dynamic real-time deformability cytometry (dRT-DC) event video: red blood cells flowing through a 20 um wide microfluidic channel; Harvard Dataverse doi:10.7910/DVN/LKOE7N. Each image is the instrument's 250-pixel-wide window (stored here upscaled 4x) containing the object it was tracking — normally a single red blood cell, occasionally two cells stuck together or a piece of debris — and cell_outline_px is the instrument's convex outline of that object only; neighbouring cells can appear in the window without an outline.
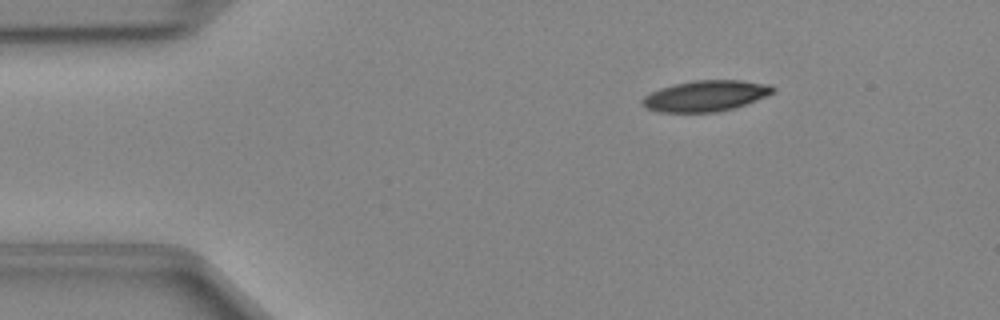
{"species": "Egyptian fruit bat (a non-hibernating species)", "species_latin": "Rousettus aegyptiacus", "temperature_condition": "cold", "stored_images_in_passage": 42, "camera_frame_rate_fps": 3000, "um_per_image_px": 0.085, "animal": {"sex": "female"}, "frame": {"image": 1, "passage_image": 1, "time_ms": 0.0, "image_size_px": [1000, 320], "cell_outline_px": [[776, 92], [744, 104], [732, 108], [716, 112], [660, 112], [644, 108], [640, 104], [640, 100], [644, 96], [660, 88], [676, 84], [696, 80], [740, 80], [768, 84], [776, 88]], "centroid_in_image_um": [59.94, 8.15], "position_along_channel_um": 25.1, "area_um2": 23.41}}
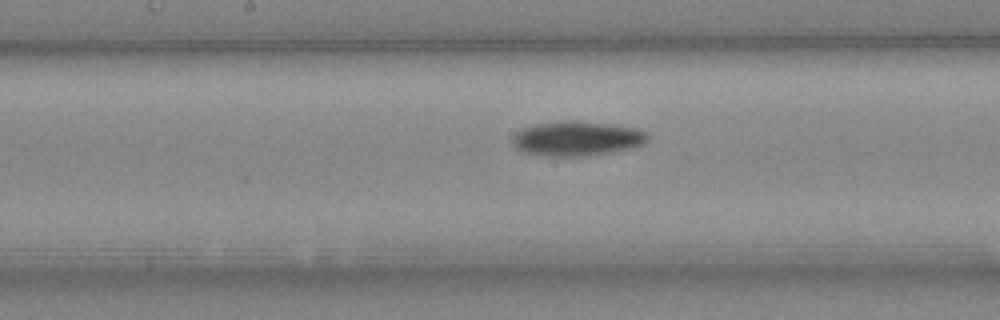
{"frame": {"image": 2, "passage_image": 18, "time_ms": 5.667, "image_size_px": [1000, 320], "cell_outline_px": [[648, 140], [644, 144], [632, 148], [612, 152], [588, 156], [548, 156], [520, 152], [512, 144], [512, 136], [516, 132], [524, 128], [536, 124], [560, 120], [576, 120], [612, 124], [636, 128], [644, 132], [648, 136]], "centroid_in_image_um": [49.02, 11.77], "position_along_channel_um": 199.2, "area_um2": 27.63}}
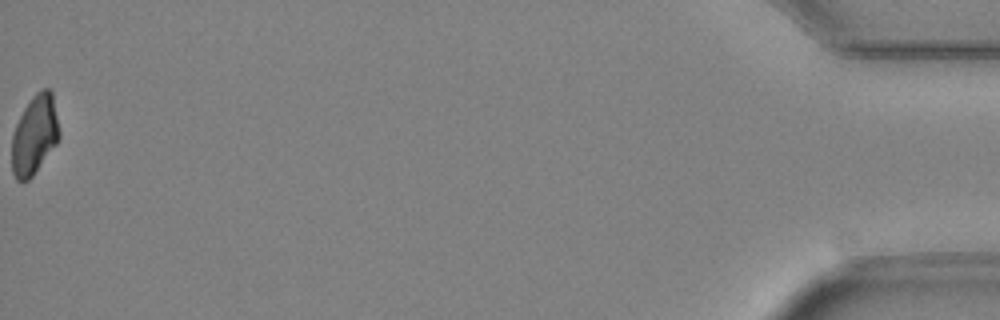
{"frame": {"image": 3, "passage_image": 42, "time_ms": 13.667, "image_size_px": [1000, 320], "cell_outline_px": [[60, 136], [56, 144], [32, 176], [28, 180], [16, 180], [12, 172], [12, 136], [16, 124], [24, 108], [32, 96], [36, 92], [44, 88], [48, 88], [52, 92], [60, 132]], "centroid_in_image_um": [2.94, 11.45], "position_along_channel_um": 432.3, "area_um2": 21.73}}